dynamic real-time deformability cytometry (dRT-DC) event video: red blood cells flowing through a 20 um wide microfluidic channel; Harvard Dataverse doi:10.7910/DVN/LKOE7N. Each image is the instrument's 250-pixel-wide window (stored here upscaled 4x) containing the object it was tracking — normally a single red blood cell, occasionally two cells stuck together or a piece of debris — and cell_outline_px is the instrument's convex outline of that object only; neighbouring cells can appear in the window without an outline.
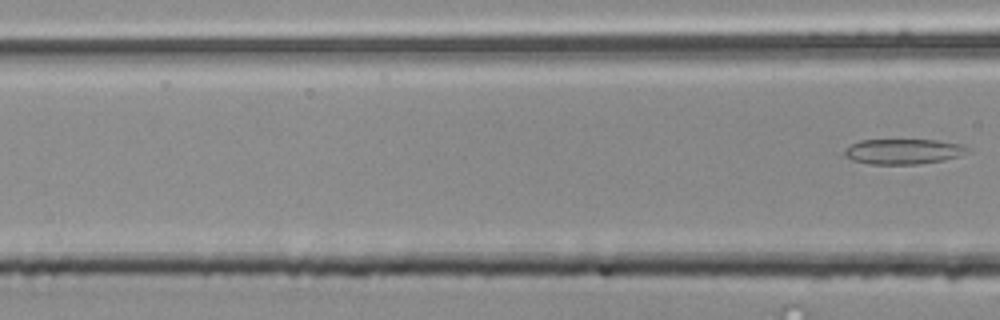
{"species": "common noctule bat (a hibernating species)", "species_latin": "Nyctalus noctula", "temperature_condition": "room temperature", "stored_images_in_passage": 6, "segment_of_instrument_passage": [2, 2], "camera_frame_rate_fps": 3000, "um_per_image_px": 0.085, "animal": {"sex": "male", "body_mass_g": 20.4}, "frame": {"image": 1, "passage_image": 6, "time_ms": 1.667, "image_size_px": [1000, 320], "cell_outline_px": [[968, 152], [944, 160], [916, 164], [868, 164], [852, 160], [844, 156], [844, 148], [860, 140], [940, 140], [960, 144], [968, 148]], "centroid_in_image_um": [76.73, 12.87], "position_along_channel_um": 89.9, "area_um2": 18.03}}